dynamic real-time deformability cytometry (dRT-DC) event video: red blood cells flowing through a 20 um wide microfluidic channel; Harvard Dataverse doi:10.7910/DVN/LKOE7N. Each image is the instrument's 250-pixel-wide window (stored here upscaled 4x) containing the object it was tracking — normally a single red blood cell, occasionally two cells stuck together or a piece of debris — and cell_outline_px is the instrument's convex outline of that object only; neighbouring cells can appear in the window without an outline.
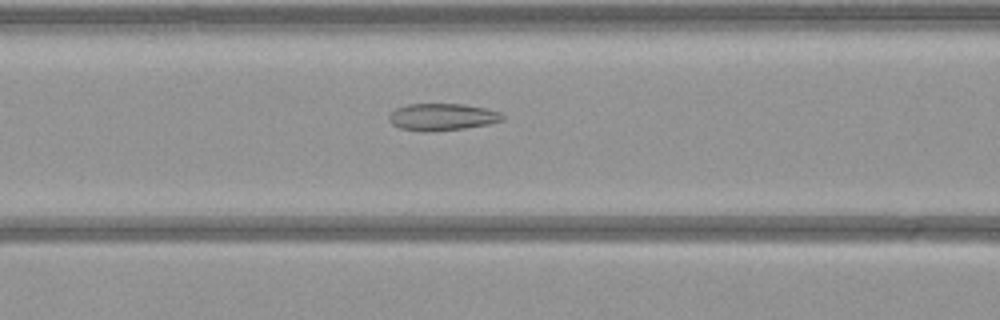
{"species": "common noctule bat (a hibernating species)", "species_latin": "Nyctalus noctula", "temperature_condition": "warm", "stored_images_in_passage": 53, "camera_frame_rate_fps": 3000, "um_per_image_px": 0.085, "animal": {"sex": "female", "body_mass_g": 21.9}, "frame": {"image": 1, "passage_image": 21, "time_ms": 6.667, "image_size_px": [1000, 320], "cell_outline_px": [[504, 120], [488, 124], [464, 128], [424, 132], [400, 128], [392, 124], [388, 120], [388, 116], [396, 108], [408, 104], [464, 104], [484, 108], [500, 112], [504, 116]], "centroid_in_image_um": [37.57, 9.94], "position_along_channel_um": 129.0, "area_um2": 17.8}}
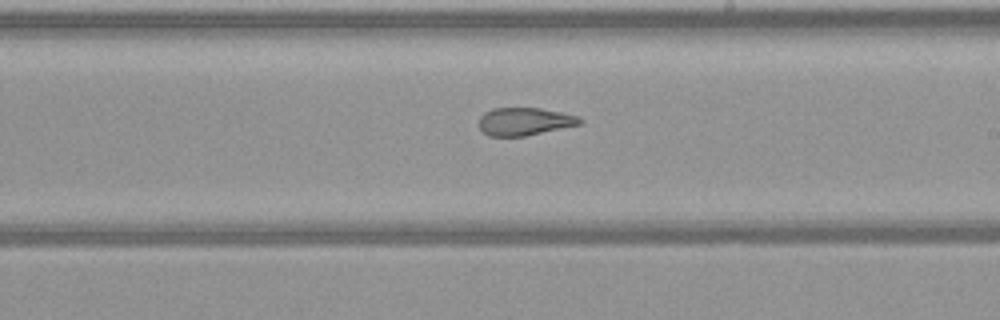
{"frame": {"image": 2, "passage_image": 30, "time_ms": 9.667, "image_size_px": [1000, 320], "cell_outline_px": [[584, 120], [580, 124], [524, 136], [488, 136], [480, 128], [480, 116], [484, 112], [492, 108], [540, 108], [560, 112], [576, 116]], "centroid_in_image_um": [44.56, 10.32], "position_along_channel_um": 244.4, "area_um2": 16.13}}
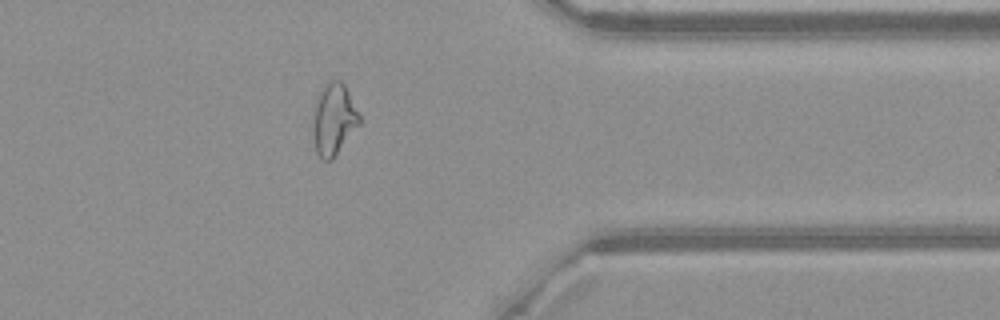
{"frame": {"image": 3, "passage_image": 42, "time_ms": 13.667, "image_size_px": [1000, 320], "cell_outline_px": [[360, 124], [332, 160], [324, 160], [316, 152], [312, 136], [316, 96], [320, 88], [328, 80], [340, 80], [344, 84], [360, 116]], "centroid_in_image_um": [28.35, 10.13], "position_along_channel_um": 383.1, "area_um2": 19.42}}